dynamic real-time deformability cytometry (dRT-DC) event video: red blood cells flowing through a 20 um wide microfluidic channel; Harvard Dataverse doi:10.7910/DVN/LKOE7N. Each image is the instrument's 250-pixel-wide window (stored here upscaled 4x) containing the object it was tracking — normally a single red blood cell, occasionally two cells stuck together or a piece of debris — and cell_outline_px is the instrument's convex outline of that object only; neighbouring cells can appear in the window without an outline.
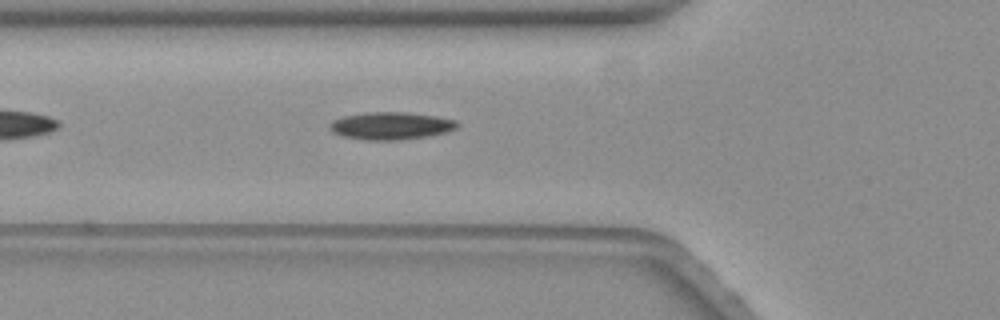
{"species": "common noctule bat (a hibernating species)", "species_latin": "Nyctalus noctula", "temperature_condition": "warm", "stored_images_in_passage": 45, "camera_frame_rate_fps": 3000, "um_per_image_px": 0.085, "animal": {"sex": "female", "body_mass_g": 19.3, "forearm_length_mm": 54.1}, "frame": {"image": 1, "passage_image": 7, "time_ms": 2.0, "image_size_px": [1000, 320], "cell_outline_px": [[460, 124], [456, 128], [448, 132], [428, 136], [400, 140], [364, 140], [344, 136], [332, 132], [328, 128], [328, 124], [332, 120], [344, 116], [364, 112], [408, 112], [436, 116], [456, 120]], "centroid_in_image_um": [33.22, 10.69], "position_along_channel_um": 92.6, "area_um2": 20.69}}